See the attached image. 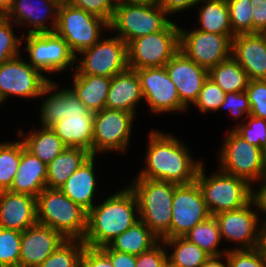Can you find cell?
I'll use <instances>...</instances> for the list:
<instances>
[{
    "instance_id": "cell-1",
    "label": "cell",
    "mask_w": 266,
    "mask_h": 267,
    "mask_svg": "<svg viewBox=\"0 0 266 267\" xmlns=\"http://www.w3.org/2000/svg\"><path fill=\"white\" fill-rule=\"evenodd\" d=\"M58 83L52 80L43 90L36 105L39 116L34 120L38 119L40 127H51L67 147L83 148L92 155L95 112L67 84Z\"/></svg>"
},
{
    "instance_id": "cell-2",
    "label": "cell",
    "mask_w": 266,
    "mask_h": 267,
    "mask_svg": "<svg viewBox=\"0 0 266 267\" xmlns=\"http://www.w3.org/2000/svg\"><path fill=\"white\" fill-rule=\"evenodd\" d=\"M145 157L142 158L143 169H139L133 178H145L172 182L175 184H189L196 180L200 166L204 159L196 157L186 144L174 132L150 128L147 132Z\"/></svg>"
},
{
    "instance_id": "cell-3",
    "label": "cell",
    "mask_w": 266,
    "mask_h": 267,
    "mask_svg": "<svg viewBox=\"0 0 266 267\" xmlns=\"http://www.w3.org/2000/svg\"><path fill=\"white\" fill-rule=\"evenodd\" d=\"M120 188H116L113 193L108 189L109 193L106 191L87 212V229L83 239L86 246H107L139 220L138 203L134 193L125 183L120 185Z\"/></svg>"
},
{
    "instance_id": "cell-4",
    "label": "cell",
    "mask_w": 266,
    "mask_h": 267,
    "mask_svg": "<svg viewBox=\"0 0 266 267\" xmlns=\"http://www.w3.org/2000/svg\"><path fill=\"white\" fill-rule=\"evenodd\" d=\"M126 185L134 193L139 219L160 239L170 238L172 201L178 184L145 178H132Z\"/></svg>"
},
{
    "instance_id": "cell-5",
    "label": "cell",
    "mask_w": 266,
    "mask_h": 267,
    "mask_svg": "<svg viewBox=\"0 0 266 267\" xmlns=\"http://www.w3.org/2000/svg\"><path fill=\"white\" fill-rule=\"evenodd\" d=\"M37 222L61 233L66 239L83 240L87 211L57 188H45L36 197Z\"/></svg>"
},
{
    "instance_id": "cell-6",
    "label": "cell",
    "mask_w": 266,
    "mask_h": 267,
    "mask_svg": "<svg viewBox=\"0 0 266 267\" xmlns=\"http://www.w3.org/2000/svg\"><path fill=\"white\" fill-rule=\"evenodd\" d=\"M22 45L23 57L50 81L55 74L59 77L75 70V55L55 31L23 35Z\"/></svg>"
},
{
    "instance_id": "cell-7",
    "label": "cell",
    "mask_w": 266,
    "mask_h": 267,
    "mask_svg": "<svg viewBox=\"0 0 266 267\" xmlns=\"http://www.w3.org/2000/svg\"><path fill=\"white\" fill-rule=\"evenodd\" d=\"M203 163L196 182L199 185L211 216L220 212L237 210L247 205L252 198V185L246 180L231 176L220 169L207 173Z\"/></svg>"
},
{
    "instance_id": "cell-8",
    "label": "cell",
    "mask_w": 266,
    "mask_h": 267,
    "mask_svg": "<svg viewBox=\"0 0 266 267\" xmlns=\"http://www.w3.org/2000/svg\"><path fill=\"white\" fill-rule=\"evenodd\" d=\"M216 153L217 167L222 172L246 180L250 185L265 174V152L242 138L234 129L225 130ZM220 148V149H219Z\"/></svg>"
},
{
    "instance_id": "cell-9",
    "label": "cell",
    "mask_w": 266,
    "mask_h": 267,
    "mask_svg": "<svg viewBox=\"0 0 266 267\" xmlns=\"http://www.w3.org/2000/svg\"><path fill=\"white\" fill-rule=\"evenodd\" d=\"M137 116L127 111L104 108L95 112L92 155H127ZM137 120V121H135Z\"/></svg>"
},
{
    "instance_id": "cell-10",
    "label": "cell",
    "mask_w": 266,
    "mask_h": 267,
    "mask_svg": "<svg viewBox=\"0 0 266 267\" xmlns=\"http://www.w3.org/2000/svg\"><path fill=\"white\" fill-rule=\"evenodd\" d=\"M127 69V44L108 30L96 44L75 56V70L67 75L112 78Z\"/></svg>"
},
{
    "instance_id": "cell-11",
    "label": "cell",
    "mask_w": 266,
    "mask_h": 267,
    "mask_svg": "<svg viewBox=\"0 0 266 267\" xmlns=\"http://www.w3.org/2000/svg\"><path fill=\"white\" fill-rule=\"evenodd\" d=\"M172 20L160 4L116 3L109 30L128 44L138 37L162 31Z\"/></svg>"
},
{
    "instance_id": "cell-12",
    "label": "cell",
    "mask_w": 266,
    "mask_h": 267,
    "mask_svg": "<svg viewBox=\"0 0 266 267\" xmlns=\"http://www.w3.org/2000/svg\"><path fill=\"white\" fill-rule=\"evenodd\" d=\"M108 30L109 24L104 19L61 1L55 32L75 56L96 44Z\"/></svg>"
},
{
    "instance_id": "cell-13",
    "label": "cell",
    "mask_w": 266,
    "mask_h": 267,
    "mask_svg": "<svg viewBox=\"0 0 266 267\" xmlns=\"http://www.w3.org/2000/svg\"><path fill=\"white\" fill-rule=\"evenodd\" d=\"M172 20L162 31L138 37L127 44L129 69L162 67L179 51V22Z\"/></svg>"
},
{
    "instance_id": "cell-14",
    "label": "cell",
    "mask_w": 266,
    "mask_h": 267,
    "mask_svg": "<svg viewBox=\"0 0 266 267\" xmlns=\"http://www.w3.org/2000/svg\"><path fill=\"white\" fill-rule=\"evenodd\" d=\"M50 80L33 68L20 54L0 65V107L14 97L19 101L38 100ZM22 98V99H21ZM28 99V100H27ZM32 100V101H31ZM3 104V105H2Z\"/></svg>"
},
{
    "instance_id": "cell-15",
    "label": "cell",
    "mask_w": 266,
    "mask_h": 267,
    "mask_svg": "<svg viewBox=\"0 0 266 267\" xmlns=\"http://www.w3.org/2000/svg\"><path fill=\"white\" fill-rule=\"evenodd\" d=\"M135 70L141 85L144 104L151 116L166 114H187L190 111L178 96L176 86L171 81L165 66L148 67Z\"/></svg>"
},
{
    "instance_id": "cell-16",
    "label": "cell",
    "mask_w": 266,
    "mask_h": 267,
    "mask_svg": "<svg viewBox=\"0 0 266 267\" xmlns=\"http://www.w3.org/2000/svg\"><path fill=\"white\" fill-rule=\"evenodd\" d=\"M179 23V50L208 71L231 56L235 35L186 29Z\"/></svg>"
},
{
    "instance_id": "cell-17",
    "label": "cell",
    "mask_w": 266,
    "mask_h": 267,
    "mask_svg": "<svg viewBox=\"0 0 266 267\" xmlns=\"http://www.w3.org/2000/svg\"><path fill=\"white\" fill-rule=\"evenodd\" d=\"M214 217L224 245L230 246L228 250L258 247L262 221L252 200L240 209L220 212Z\"/></svg>"
},
{
    "instance_id": "cell-18",
    "label": "cell",
    "mask_w": 266,
    "mask_h": 267,
    "mask_svg": "<svg viewBox=\"0 0 266 267\" xmlns=\"http://www.w3.org/2000/svg\"><path fill=\"white\" fill-rule=\"evenodd\" d=\"M211 214L196 180L176 186L172 201L170 238L184 237L195 225L207 220Z\"/></svg>"
},
{
    "instance_id": "cell-19",
    "label": "cell",
    "mask_w": 266,
    "mask_h": 267,
    "mask_svg": "<svg viewBox=\"0 0 266 267\" xmlns=\"http://www.w3.org/2000/svg\"><path fill=\"white\" fill-rule=\"evenodd\" d=\"M62 0H14L6 18L14 22L22 35L54 32ZM23 28V30L21 29Z\"/></svg>"
},
{
    "instance_id": "cell-20",
    "label": "cell",
    "mask_w": 266,
    "mask_h": 267,
    "mask_svg": "<svg viewBox=\"0 0 266 267\" xmlns=\"http://www.w3.org/2000/svg\"><path fill=\"white\" fill-rule=\"evenodd\" d=\"M99 157L103 159V156L91 155L59 188L64 195L87 212L101 199V193H106V190L101 192L102 188L99 186V180L102 179L99 175L103 177V174L99 173L102 171V166L100 168L97 162Z\"/></svg>"
},
{
    "instance_id": "cell-21",
    "label": "cell",
    "mask_w": 266,
    "mask_h": 267,
    "mask_svg": "<svg viewBox=\"0 0 266 267\" xmlns=\"http://www.w3.org/2000/svg\"><path fill=\"white\" fill-rule=\"evenodd\" d=\"M165 69L175 84L180 101L189 109L197 100L208 70L190 60L180 50L167 62Z\"/></svg>"
},
{
    "instance_id": "cell-22",
    "label": "cell",
    "mask_w": 266,
    "mask_h": 267,
    "mask_svg": "<svg viewBox=\"0 0 266 267\" xmlns=\"http://www.w3.org/2000/svg\"><path fill=\"white\" fill-rule=\"evenodd\" d=\"M66 240L58 231L37 222L21 234L19 267H38Z\"/></svg>"
},
{
    "instance_id": "cell-23",
    "label": "cell",
    "mask_w": 266,
    "mask_h": 267,
    "mask_svg": "<svg viewBox=\"0 0 266 267\" xmlns=\"http://www.w3.org/2000/svg\"><path fill=\"white\" fill-rule=\"evenodd\" d=\"M231 56L250 80H266V34H238L232 39Z\"/></svg>"
},
{
    "instance_id": "cell-24",
    "label": "cell",
    "mask_w": 266,
    "mask_h": 267,
    "mask_svg": "<svg viewBox=\"0 0 266 267\" xmlns=\"http://www.w3.org/2000/svg\"><path fill=\"white\" fill-rule=\"evenodd\" d=\"M36 223V197L0 191V228L23 232Z\"/></svg>"
},
{
    "instance_id": "cell-25",
    "label": "cell",
    "mask_w": 266,
    "mask_h": 267,
    "mask_svg": "<svg viewBox=\"0 0 266 267\" xmlns=\"http://www.w3.org/2000/svg\"><path fill=\"white\" fill-rule=\"evenodd\" d=\"M143 102L140 80L135 70L128 68L126 71L111 78L105 102L106 108L127 111L139 118L141 116L138 108L143 105L140 104Z\"/></svg>"
},
{
    "instance_id": "cell-26",
    "label": "cell",
    "mask_w": 266,
    "mask_h": 267,
    "mask_svg": "<svg viewBox=\"0 0 266 267\" xmlns=\"http://www.w3.org/2000/svg\"><path fill=\"white\" fill-rule=\"evenodd\" d=\"M47 165L29 152L21 140V162L10 191L37 197L46 188Z\"/></svg>"
},
{
    "instance_id": "cell-27",
    "label": "cell",
    "mask_w": 266,
    "mask_h": 267,
    "mask_svg": "<svg viewBox=\"0 0 266 267\" xmlns=\"http://www.w3.org/2000/svg\"><path fill=\"white\" fill-rule=\"evenodd\" d=\"M22 126L15 130V134L23 141L25 148L46 165L67 148L51 127H34L31 124V128L25 131Z\"/></svg>"
},
{
    "instance_id": "cell-28",
    "label": "cell",
    "mask_w": 266,
    "mask_h": 267,
    "mask_svg": "<svg viewBox=\"0 0 266 267\" xmlns=\"http://www.w3.org/2000/svg\"><path fill=\"white\" fill-rule=\"evenodd\" d=\"M67 85L73 90L83 104L91 111L98 112L105 108L111 78L97 75L67 76Z\"/></svg>"
},
{
    "instance_id": "cell-29",
    "label": "cell",
    "mask_w": 266,
    "mask_h": 267,
    "mask_svg": "<svg viewBox=\"0 0 266 267\" xmlns=\"http://www.w3.org/2000/svg\"><path fill=\"white\" fill-rule=\"evenodd\" d=\"M193 27L205 32L234 35L226 0H202L196 7ZM197 24V25H196Z\"/></svg>"
},
{
    "instance_id": "cell-30",
    "label": "cell",
    "mask_w": 266,
    "mask_h": 267,
    "mask_svg": "<svg viewBox=\"0 0 266 267\" xmlns=\"http://www.w3.org/2000/svg\"><path fill=\"white\" fill-rule=\"evenodd\" d=\"M90 156L83 148L67 147L47 165L46 187L59 189Z\"/></svg>"
},
{
    "instance_id": "cell-31",
    "label": "cell",
    "mask_w": 266,
    "mask_h": 267,
    "mask_svg": "<svg viewBox=\"0 0 266 267\" xmlns=\"http://www.w3.org/2000/svg\"><path fill=\"white\" fill-rule=\"evenodd\" d=\"M159 241L160 239L139 219L132 227L113 239L108 246L114 251L140 255Z\"/></svg>"
},
{
    "instance_id": "cell-32",
    "label": "cell",
    "mask_w": 266,
    "mask_h": 267,
    "mask_svg": "<svg viewBox=\"0 0 266 267\" xmlns=\"http://www.w3.org/2000/svg\"><path fill=\"white\" fill-rule=\"evenodd\" d=\"M162 241L166 248L167 261L171 265L201 267L210 257L205 251L185 237H172Z\"/></svg>"
},
{
    "instance_id": "cell-33",
    "label": "cell",
    "mask_w": 266,
    "mask_h": 267,
    "mask_svg": "<svg viewBox=\"0 0 266 267\" xmlns=\"http://www.w3.org/2000/svg\"><path fill=\"white\" fill-rule=\"evenodd\" d=\"M208 77L225 93L244 92L250 81L246 71L232 56L212 67Z\"/></svg>"
},
{
    "instance_id": "cell-34",
    "label": "cell",
    "mask_w": 266,
    "mask_h": 267,
    "mask_svg": "<svg viewBox=\"0 0 266 267\" xmlns=\"http://www.w3.org/2000/svg\"><path fill=\"white\" fill-rule=\"evenodd\" d=\"M184 237L209 256H220L228 251V246L223 245L219 226L214 216L195 225Z\"/></svg>"
},
{
    "instance_id": "cell-35",
    "label": "cell",
    "mask_w": 266,
    "mask_h": 267,
    "mask_svg": "<svg viewBox=\"0 0 266 267\" xmlns=\"http://www.w3.org/2000/svg\"><path fill=\"white\" fill-rule=\"evenodd\" d=\"M0 141V191L9 190L21 162V139Z\"/></svg>"
},
{
    "instance_id": "cell-36",
    "label": "cell",
    "mask_w": 266,
    "mask_h": 267,
    "mask_svg": "<svg viewBox=\"0 0 266 267\" xmlns=\"http://www.w3.org/2000/svg\"><path fill=\"white\" fill-rule=\"evenodd\" d=\"M85 246L83 240L67 239L38 267H79Z\"/></svg>"
},
{
    "instance_id": "cell-37",
    "label": "cell",
    "mask_w": 266,
    "mask_h": 267,
    "mask_svg": "<svg viewBox=\"0 0 266 267\" xmlns=\"http://www.w3.org/2000/svg\"><path fill=\"white\" fill-rule=\"evenodd\" d=\"M17 30L19 34L22 33L8 18L0 23V65L21 54L23 35L16 34Z\"/></svg>"
},
{
    "instance_id": "cell-38",
    "label": "cell",
    "mask_w": 266,
    "mask_h": 267,
    "mask_svg": "<svg viewBox=\"0 0 266 267\" xmlns=\"http://www.w3.org/2000/svg\"><path fill=\"white\" fill-rule=\"evenodd\" d=\"M234 35L253 33L251 0H226Z\"/></svg>"
},
{
    "instance_id": "cell-39",
    "label": "cell",
    "mask_w": 266,
    "mask_h": 267,
    "mask_svg": "<svg viewBox=\"0 0 266 267\" xmlns=\"http://www.w3.org/2000/svg\"><path fill=\"white\" fill-rule=\"evenodd\" d=\"M226 93L208 77L202 86L197 100L192 105L196 111L207 116V113L214 114L224 102Z\"/></svg>"
},
{
    "instance_id": "cell-40",
    "label": "cell",
    "mask_w": 266,
    "mask_h": 267,
    "mask_svg": "<svg viewBox=\"0 0 266 267\" xmlns=\"http://www.w3.org/2000/svg\"><path fill=\"white\" fill-rule=\"evenodd\" d=\"M22 232L0 228V267H19Z\"/></svg>"
},
{
    "instance_id": "cell-41",
    "label": "cell",
    "mask_w": 266,
    "mask_h": 267,
    "mask_svg": "<svg viewBox=\"0 0 266 267\" xmlns=\"http://www.w3.org/2000/svg\"><path fill=\"white\" fill-rule=\"evenodd\" d=\"M222 110L225 112L224 116L230 118L235 123L231 128L229 127V129H234L239 124L245 122V119L251 112L246 92L226 93L224 102L220 105L216 115Z\"/></svg>"
},
{
    "instance_id": "cell-42",
    "label": "cell",
    "mask_w": 266,
    "mask_h": 267,
    "mask_svg": "<svg viewBox=\"0 0 266 267\" xmlns=\"http://www.w3.org/2000/svg\"><path fill=\"white\" fill-rule=\"evenodd\" d=\"M234 130L248 143L266 151V120L248 115Z\"/></svg>"
},
{
    "instance_id": "cell-43",
    "label": "cell",
    "mask_w": 266,
    "mask_h": 267,
    "mask_svg": "<svg viewBox=\"0 0 266 267\" xmlns=\"http://www.w3.org/2000/svg\"><path fill=\"white\" fill-rule=\"evenodd\" d=\"M68 5L80 8L104 19L108 24L111 22L116 5L115 0H62Z\"/></svg>"
},
{
    "instance_id": "cell-44",
    "label": "cell",
    "mask_w": 266,
    "mask_h": 267,
    "mask_svg": "<svg viewBox=\"0 0 266 267\" xmlns=\"http://www.w3.org/2000/svg\"><path fill=\"white\" fill-rule=\"evenodd\" d=\"M245 92L251 107L250 115L266 120V80H250Z\"/></svg>"
},
{
    "instance_id": "cell-45",
    "label": "cell",
    "mask_w": 266,
    "mask_h": 267,
    "mask_svg": "<svg viewBox=\"0 0 266 267\" xmlns=\"http://www.w3.org/2000/svg\"><path fill=\"white\" fill-rule=\"evenodd\" d=\"M229 267H266V262L258 248L228 250Z\"/></svg>"
},
{
    "instance_id": "cell-46",
    "label": "cell",
    "mask_w": 266,
    "mask_h": 267,
    "mask_svg": "<svg viewBox=\"0 0 266 267\" xmlns=\"http://www.w3.org/2000/svg\"><path fill=\"white\" fill-rule=\"evenodd\" d=\"M167 262V252L162 240L150 250L136 255V267H165Z\"/></svg>"
},
{
    "instance_id": "cell-47",
    "label": "cell",
    "mask_w": 266,
    "mask_h": 267,
    "mask_svg": "<svg viewBox=\"0 0 266 267\" xmlns=\"http://www.w3.org/2000/svg\"><path fill=\"white\" fill-rule=\"evenodd\" d=\"M79 267H113V265L100 248L85 246L81 254Z\"/></svg>"
},
{
    "instance_id": "cell-48",
    "label": "cell",
    "mask_w": 266,
    "mask_h": 267,
    "mask_svg": "<svg viewBox=\"0 0 266 267\" xmlns=\"http://www.w3.org/2000/svg\"><path fill=\"white\" fill-rule=\"evenodd\" d=\"M201 1L202 0H160L159 4L172 19L176 20L178 19L176 17L181 16L178 14L183 13L187 15L185 13H187L188 10L192 13Z\"/></svg>"
},
{
    "instance_id": "cell-49",
    "label": "cell",
    "mask_w": 266,
    "mask_h": 267,
    "mask_svg": "<svg viewBox=\"0 0 266 267\" xmlns=\"http://www.w3.org/2000/svg\"><path fill=\"white\" fill-rule=\"evenodd\" d=\"M262 223L266 222V178L252 185V198Z\"/></svg>"
},
{
    "instance_id": "cell-50",
    "label": "cell",
    "mask_w": 266,
    "mask_h": 267,
    "mask_svg": "<svg viewBox=\"0 0 266 267\" xmlns=\"http://www.w3.org/2000/svg\"><path fill=\"white\" fill-rule=\"evenodd\" d=\"M253 33L266 32V0H251Z\"/></svg>"
},
{
    "instance_id": "cell-51",
    "label": "cell",
    "mask_w": 266,
    "mask_h": 267,
    "mask_svg": "<svg viewBox=\"0 0 266 267\" xmlns=\"http://www.w3.org/2000/svg\"><path fill=\"white\" fill-rule=\"evenodd\" d=\"M100 249L111 260L113 267H136V255L114 251L108 245Z\"/></svg>"
},
{
    "instance_id": "cell-52",
    "label": "cell",
    "mask_w": 266,
    "mask_h": 267,
    "mask_svg": "<svg viewBox=\"0 0 266 267\" xmlns=\"http://www.w3.org/2000/svg\"><path fill=\"white\" fill-rule=\"evenodd\" d=\"M201 267H229L227 255L210 256Z\"/></svg>"
},
{
    "instance_id": "cell-53",
    "label": "cell",
    "mask_w": 266,
    "mask_h": 267,
    "mask_svg": "<svg viewBox=\"0 0 266 267\" xmlns=\"http://www.w3.org/2000/svg\"><path fill=\"white\" fill-rule=\"evenodd\" d=\"M257 248L263 255V258L266 262V222L261 224L259 244Z\"/></svg>"
},
{
    "instance_id": "cell-54",
    "label": "cell",
    "mask_w": 266,
    "mask_h": 267,
    "mask_svg": "<svg viewBox=\"0 0 266 267\" xmlns=\"http://www.w3.org/2000/svg\"><path fill=\"white\" fill-rule=\"evenodd\" d=\"M116 3H128V4H139V5H157L160 0H115Z\"/></svg>"
},
{
    "instance_id": "cell-55",
    "label": "cell",
    "mask_w": 266,
    "mask_h": 267,
    "mask_svg": "<svg viewBox=\"0 0 266 267\" xmlns=\"http://www.w3.org/2000/svg\"><path fill=\"white\" fill-rule=\"evenodd\" d=\"M14 3V0H0V9L6 14L10 11Z\"/></svg>"
},
{
    "instance_id": "cell-56",
    "label": "cell",
    "mask_w": 266,
    "mask_h": 267,
    "mask_svg": "<svg viewBox=\"0 0 266 267\" xmlns=\"http://www.w3.org/2000/svg\"><path fill=\"white\" fill-rule=\"evenodd\" d=\"M6 19V13L0 9V23Z\"/></svg>"
},
{
    "instance_id": "cell-57",
    "label": "cell",
    "mask_w": 266,
    "mask_h": 267,
    "mask_svg": "<svg viewBox=\"0 0 266 267\" xmlns=\"http://www.w3.org/2000/svg\"><path fill=\"white\" fill-rule=\"evenodd\" d=\"M165 267H181V266H176V265H171L167 262L166 266Z\"/></svg>"
},
{
    "instance_id": "cell-58",
    "label": "cell",
    "mask_w": 266,
    "mask_h": 267,
    "mask_svg": "<svg viewBox=\"0 0 266 267\" xmlns=\"http://www.w3.org/2000/svg\"><path fill=\"white\" fill-rule=\"evenodd\" d=\"M264 178H266V151H265V174H264Z\"/></svg>"
}]
</instances>
